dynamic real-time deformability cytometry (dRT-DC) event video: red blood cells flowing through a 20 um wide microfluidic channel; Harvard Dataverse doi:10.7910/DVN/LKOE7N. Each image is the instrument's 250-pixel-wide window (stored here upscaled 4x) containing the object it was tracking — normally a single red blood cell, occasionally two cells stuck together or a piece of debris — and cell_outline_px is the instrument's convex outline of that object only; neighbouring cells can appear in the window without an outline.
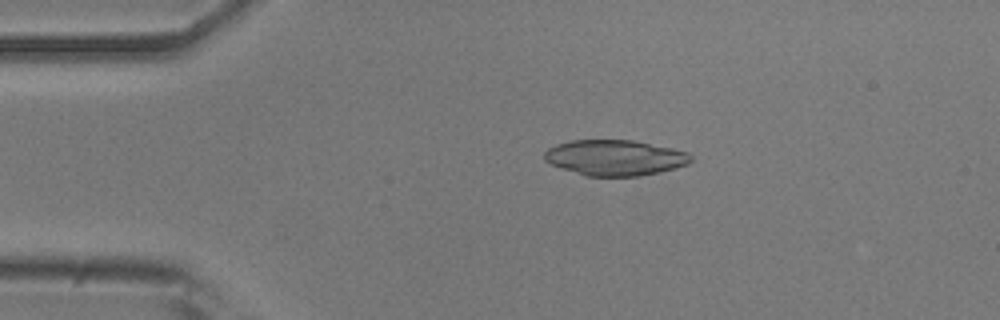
{"species": "common noctule bat (a hibernating species)", "species_latin": "Nyctalus noctula", "temperature_condition": "room temperature", "stored_images_in_passage": 53, "camera_frame_rate_fps": 3000, "um_per_image_px": 0.085, "animal": {"sex": "male", "body_mass_g": 20.5, "forearm_length_mm": 52.5}, "frame": {"image": 1, "passage_image": 10, "time_ms": 3.0, "image_size_px": [1000, 320], "cell_outline_px": [[692, 160], [688, 164], [676, 168], [660, 172], [640, 176], [588, 176], [560, 168], [544, 160], [544, 152], [548, 148], [556, 144], [572, 140], [632, 140], [672, 148], [688, 152], [692, 156]], "centroid_in_image_um": [52.28, 13.4], "position_along_channel_um": 32.7, "area_um2": 30.46}}
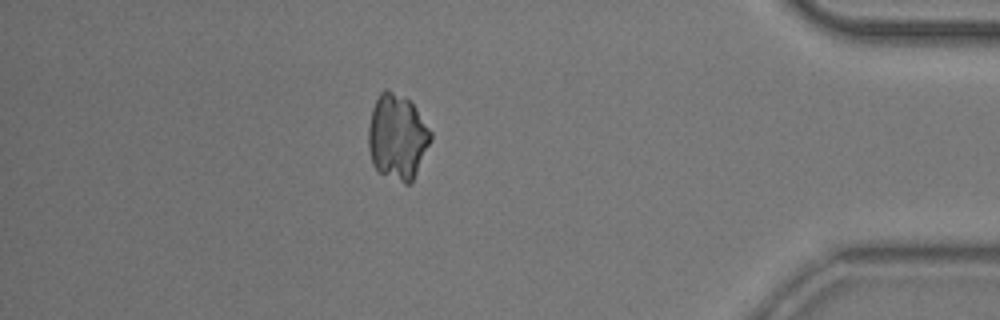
{"frame": {"image": 2, "passage_image": 46, "time_ms": 15.0, "image_size_px": [1000, 320], "cell_outline_px": [[432, 140], [412, 184], [404, 184], [380, 172], [372, 164], [368, 148], [368, 128], [372, 108], [380, 92], [384, 88], [388, 88], [404, 96], [416, 108], [432, 132]], "centroid_in_image_um": [33.78, 11.64], "position_along_channel_um": 401.4, "area_um2": 31.44}}